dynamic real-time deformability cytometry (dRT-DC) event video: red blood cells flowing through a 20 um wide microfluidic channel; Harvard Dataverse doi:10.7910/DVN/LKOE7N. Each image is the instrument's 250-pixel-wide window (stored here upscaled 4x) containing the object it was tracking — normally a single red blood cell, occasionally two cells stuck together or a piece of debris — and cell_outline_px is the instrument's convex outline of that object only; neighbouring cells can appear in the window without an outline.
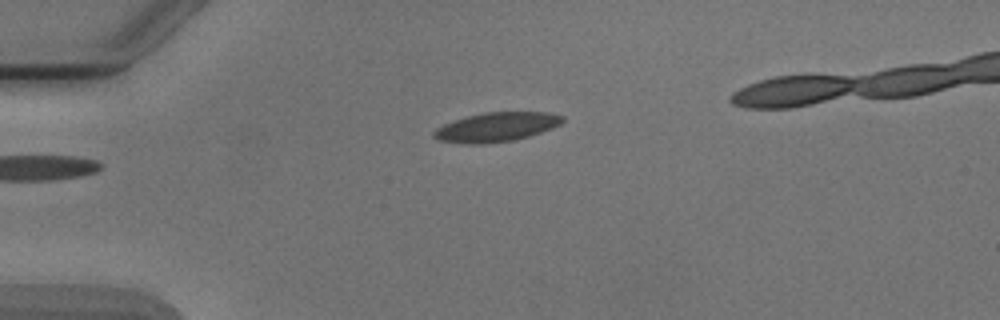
{"species": "Egyptian fruit bat (a non-hibernating species)", "species_latin": "Rousettus aegyptiacus", "temperature_condition": "cold", "stored_images_in_passage": 4, "camera_frame_rate_fps": 3000, "um_per_image_px": 0.085, "animal": {"sex": "male"}, "frame": {"image": 1, "passage_image": 4, "time_ms": 3.333, "image_size_px": [1000, 320], "cell_outline_px": [[564, 120], [560, 124], [552, 128], [528, 136], [512, 140], [480, 144], [468, 144], [440, 140], [432, 136], [432, 132], [436, 128], [444, 124], [468, 116], [484, 112], [552, 112], [564, 116]], "centroid_in_image_um": [42.21, 10.79], "position_along_channel_um": 42.8, "area_um2": 21.73}}